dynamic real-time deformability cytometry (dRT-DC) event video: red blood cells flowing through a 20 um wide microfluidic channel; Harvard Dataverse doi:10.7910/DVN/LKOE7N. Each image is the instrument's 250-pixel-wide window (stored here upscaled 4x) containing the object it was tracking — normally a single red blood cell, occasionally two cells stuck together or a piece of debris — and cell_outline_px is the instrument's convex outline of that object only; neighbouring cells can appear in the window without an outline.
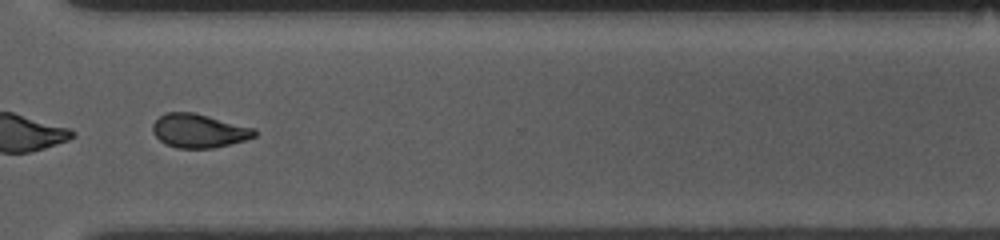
{"species": "common noctule bat (a hibernating species)", "species_latin": "Nyctalus noctula", "temperature_condition": "room temperature", "stored_images_in_passage": 38, "camera_frame_rate_fps": 3000, "um_per_image_px": 0.085, "animal": {"sex": "female", "body_mass_g": 10.0, "forearm_length_mm": 53.1}, "frame": {"image": 1, "passage_image": 27, "time_ms": 8.667, "image_size_px": [1000, 240], "cell_outline_px": [[256, 136], [244, 140], [212, 148], [176, 148], [164, 144], [152, 132], [152, 124], [160, 116], [168, 112], [192, 112], [256, 128]], "centroid_in_image_um": [16.89, 11.12], "position_along_channel_um": 353.7, "area_um2": 19.94}, "authors_computed_cell_mechanics": {"area_um2": 20.2878, "velocity_mm_per_s": 3.7736, "shape_relaxation_time_tau1_ms": 4.9571, "shape_relaxation_time_tau2_ms": 4.2469, "deformation_change_tau1": 0.1366, "deformation_change_tau2": 0.0991}}